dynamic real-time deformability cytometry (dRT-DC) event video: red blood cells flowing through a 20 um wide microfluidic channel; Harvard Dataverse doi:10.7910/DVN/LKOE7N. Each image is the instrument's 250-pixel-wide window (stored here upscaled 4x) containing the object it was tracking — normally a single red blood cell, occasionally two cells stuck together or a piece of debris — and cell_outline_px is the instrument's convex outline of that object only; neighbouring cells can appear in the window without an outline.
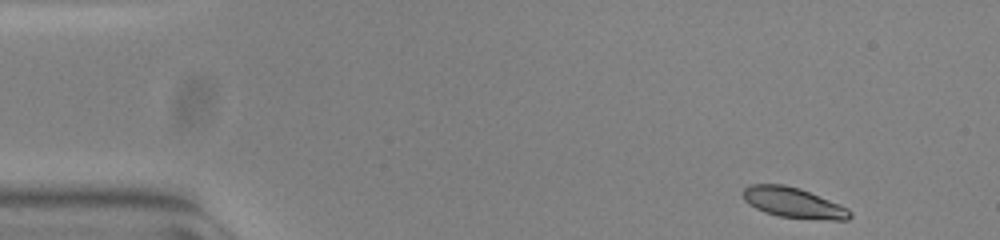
{"species": "common noctule bat (a hibernating species)", "species_latin": "Nyctalus noctula", "temperature_condition": "warm", "stored_images_in_passage": 50, "camera_frame_rate_fps": 3000, "um_per_image_px": 0.085, "animal": {"sex": "female", "body_mass_g": 23.0, "forearm_length_mm": 53.4}, "frame": {"image": 1, "passage_image": 1, "time_ms": 0.0, "image_size_px": [1000, 240], "cell_outline_px": [[852, 216], [848, 220], [832, 220], [780, 216], [764, 212], [748, 204], [744, 200], [744, 188], [748, 184], [784, 184], [800, 188], [840, 204], [848, 208], [852, 212]], "centroid_in_image_um": [67.46, 17.22], "position_along_channel_um": 17.5, "area_um2": 18.9}}
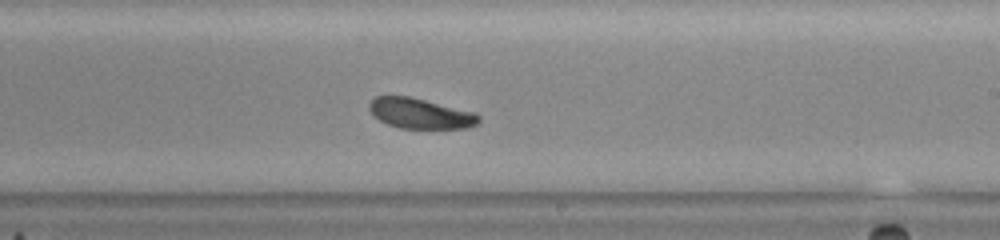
{"frame": {"image": 2, "passage_image": 28, "time_ms": 9.0, "image_size_px": [1000, 240], "cell_outline_px": [[480, 120], [476, 124], [468, 128], [400, 128], [388, 124], [380, 120], [368, 108], [368, 104], [376, 96], [408, 96], [476, 112], [480, 116]], "centroid_in_image_um": [35.75, 9.64], "position_along_channel_um": 253.2, "area_um2": 19.19}}
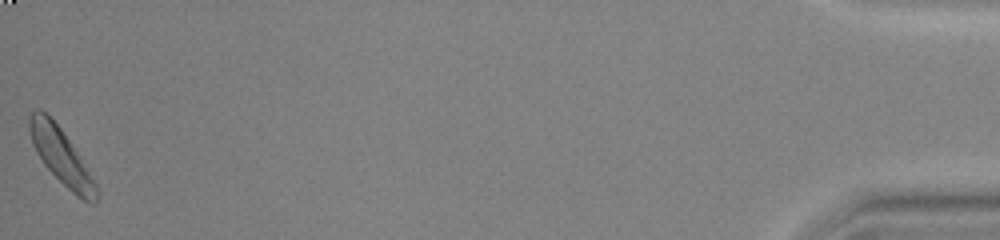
{"frame": {"image": 3, "passage_image": 50, "time_ms": 16.333, "image_size_px": [1000, 240], "cell_outline_px": [[96, 200], [84, 200], [76, 196], [44, 164], [36, 152], [32, 144], [28, 128], [28, 116], [36, 108], [40, 108], [60, 128], [80, 156], [96, 184]], "centroid_in_image_um": [5.13, 13.21], "position_along_channel_um": 430.1, "area_um2": 20.92}, "authors_computed_cell_mechanics": {"area_um2": 20.1722, "velocity_mm_per_s": 3.7705, "shape_relaxation_time_tau1_ms": 1.2335, "shape_relaxation_time_tau2_ms": null, "deformation_change_tau1": 0.0865, "deformation_change_tau2": null}}